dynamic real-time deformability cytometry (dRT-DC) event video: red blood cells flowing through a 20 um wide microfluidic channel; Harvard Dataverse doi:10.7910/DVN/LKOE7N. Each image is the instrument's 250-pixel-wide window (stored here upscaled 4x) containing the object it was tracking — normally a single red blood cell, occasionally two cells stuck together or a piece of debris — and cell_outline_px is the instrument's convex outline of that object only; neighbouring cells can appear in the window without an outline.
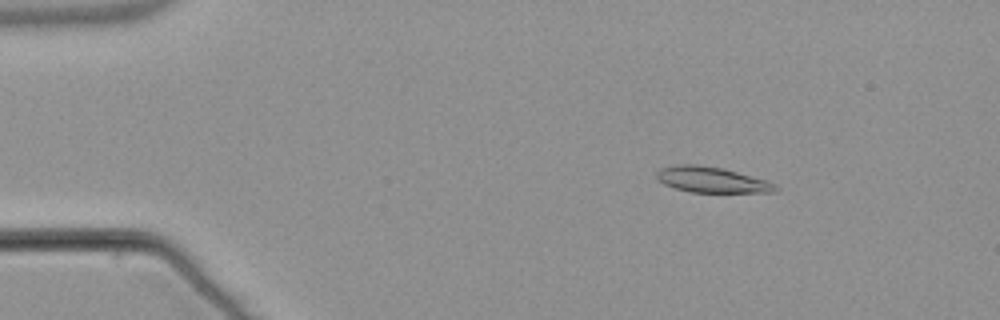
{"species": "common noctule bat (a hibernating species)", "species_latin": "Nyctalus noctula", "temperature_condition": "warm", "stored_images_in_passage": 12, "camera_frame_rate_fps": 3000, "um_per_image_px": 0.085, "animal": {"sex": "male", "body_mass_g": 21.5, "forearm_length_mm": 52.0}, "frame": {"image": 1, "passage_image": 3, "time_ms": 0.667, "image_size_px": [1000, 320], "cell_outline_px": [[780, 188], [772, 192], [692, 192], [676, 188], [664, 184], [656, 176], [656, 172], [660, 168], [680, 164], [696, 164], [724, 168], [764, 180], [776, 184]], "centroid_in_image_um": [60.49, 15.27], "position_along_channel_um": 24.5, "area_um2": 17.57}}